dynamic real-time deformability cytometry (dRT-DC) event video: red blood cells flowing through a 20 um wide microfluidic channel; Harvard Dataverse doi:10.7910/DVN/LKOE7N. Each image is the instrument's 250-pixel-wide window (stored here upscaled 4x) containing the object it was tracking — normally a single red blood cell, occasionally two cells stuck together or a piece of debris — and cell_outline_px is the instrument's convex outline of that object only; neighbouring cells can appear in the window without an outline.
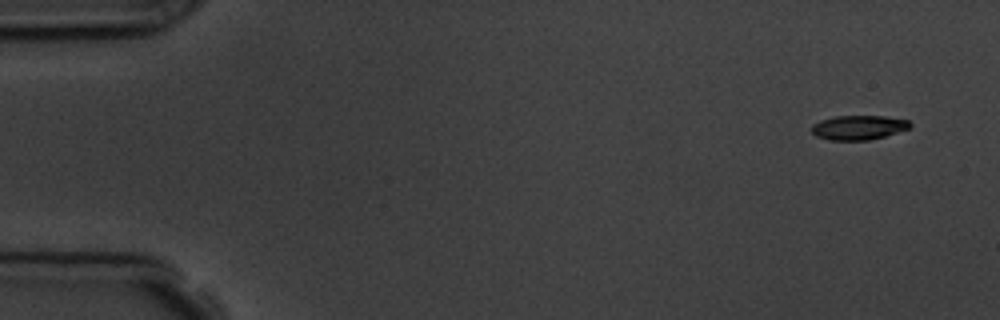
{"species": "common noctule bat (a hibernating species)", "species_latin": "Nyctalus noctula", "temperature_condition": "room temperature", "stored_images_in_passage": 6, "camera_frame_rate_fps": 3000, "um_per_image_px": 0.085, "animal": {"sex": "male", "body_mass_g": 19.5, "forearm_length_mm": 54.6}, "frame": {"image": 1, "passage_image": 1, "time_ms": 0.0, "image_size_px": [1000, 320], "cell_outline_px": [[912, 128], [884, 136], [868, 140], [828, 140], [816, 136], [812, 132], [812, 124], [820, 120], [836, 116], [884, 116], [908, 120], [912, 124]], "centroid_in_image_um": [72.98, 10.83], "position_along_channel_um": 12.0, "area_um2": 14.05}}
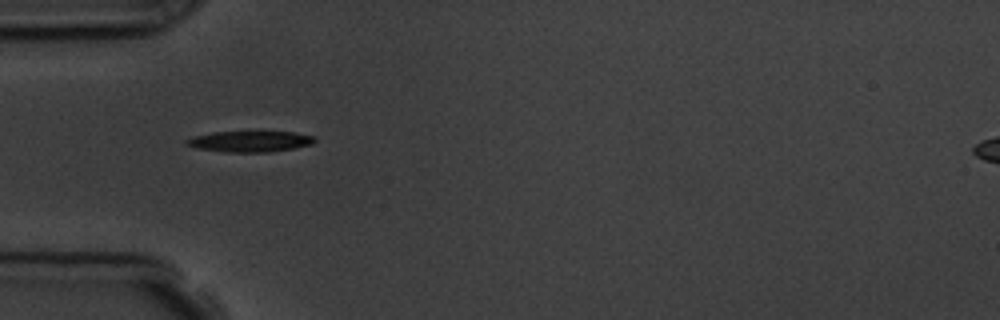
{"frame": {"image": 2, "passage_image": 5, "time_ms": 4.667, "image_size_px": [1000, 320], "cell_outline_px": [[316, 140], [312, 144], [292, 148], [268, 152], [224, 152], [196, 148], [184, 144], [184, 140], [192, 136], [212, 132], [292, 132], [316, 136]], "centroid_in_image_um": [21.19, 12.02], "position_along_channel_um": 63.8, "area_um2": 15.66}}